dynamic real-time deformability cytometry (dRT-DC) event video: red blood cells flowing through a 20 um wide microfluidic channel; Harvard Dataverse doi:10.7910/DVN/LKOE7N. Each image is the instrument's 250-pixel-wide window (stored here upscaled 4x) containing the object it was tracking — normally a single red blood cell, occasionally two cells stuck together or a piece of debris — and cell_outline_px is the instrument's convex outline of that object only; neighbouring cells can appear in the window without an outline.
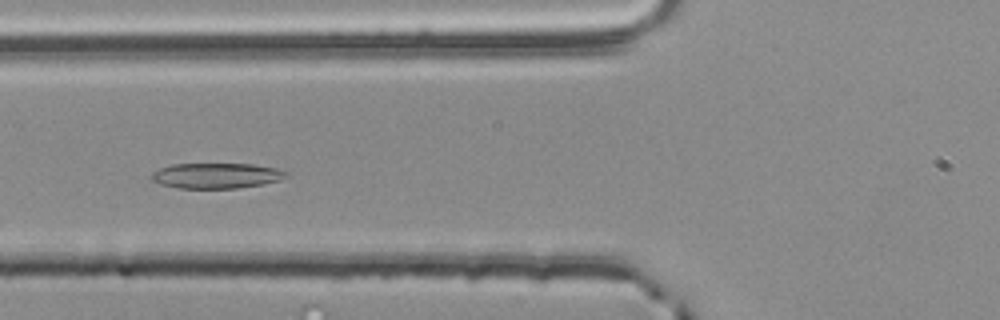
{"species": "common noctule bat (a hibernating species)", "species_latin": "Nyctalus noctula", "temperature_condition": "room temperature", "stored_images_in_passage": 19, "camera_frame_rate_fps": 3000, "um_per_image_px": 0.085, "animal": {"sex": "male", "body_mass_g": 20.4}, "frame": {"image": 1, "passage_image": 9, "time_ms": 2.667, "image_size_px": [1000, 320], "cell_outline_px": [[288, 176], [280, 180], [264, 184], [236, 188], [180, 188], [160, 184], [152, 180], [152, 172], [160, 168], [172, 164], [256, 164], [276, 168], [288, 172]], "centroid_in_image_um": [18.42, 14.93], "position_along_channel_um": 107.4, "area_um2": 19.94}}
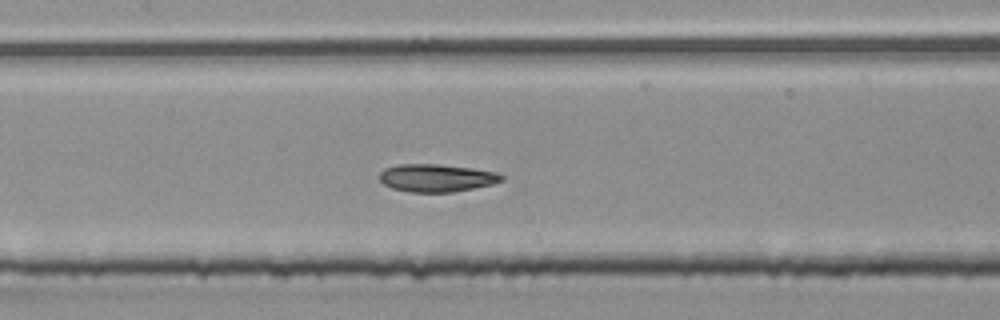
{"frame": {"image": 2, "passage_image": 14, "time_ms": 4.333, "image_size_px": [1000, 320], "cell_outline_px": [[504, 180], [492, 184], [452, 192], [408, 192], [392, 188], [384, 184], [380, 180], [380, 172], [384, 168], [400, 164], [436, 164], [472, 168], [496, 172], [504, 176]], "centroid_in_image_um": [37.09, 15.12], "position_along_channel_um": 170.3, "area_um2": 19.65}}